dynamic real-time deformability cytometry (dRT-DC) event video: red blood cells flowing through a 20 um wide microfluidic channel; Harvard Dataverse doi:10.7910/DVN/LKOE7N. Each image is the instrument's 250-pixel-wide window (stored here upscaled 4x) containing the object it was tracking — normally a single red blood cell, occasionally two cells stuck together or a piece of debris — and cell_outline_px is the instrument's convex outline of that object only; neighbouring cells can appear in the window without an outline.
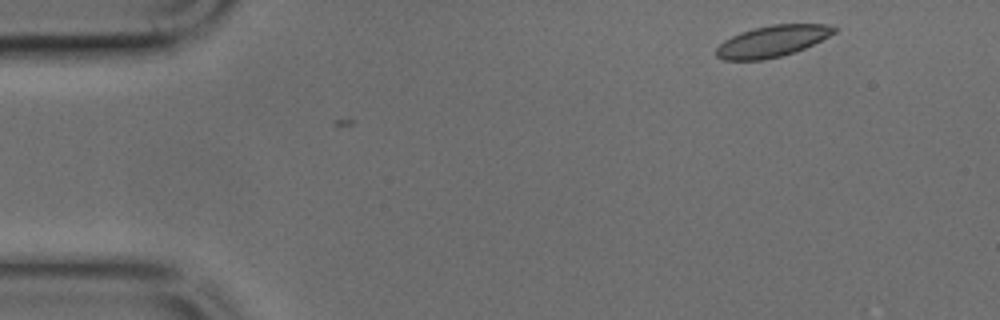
{"species": "common noctule bat (a hibernating species)", "species_latin": "Nyctalus noctula", "temperature_condition": "cold", "stored_images_in_passage": 3, "camera_frame_rate_fps": 3000, "um_per_image_px": 0.085, "animal": {"sex": "male", "body_mass_g": 17.9, "forearm_length_mm": 54.2}, "frame": {"image": 1, "passage_image": 3, "time_ms": 0.667, "image_size_px": [1000, 320], "cell_outline_px": [[840, 28], [836, 32], [804, 48], [780, 56], [764, 60], [724, 60], [716, 56], [716, 48], [724, 40], [740, 32], [752, 28], [772, 24], [828, 24]], "centroid_in_image_um": [65.63, 3.49], "position_along_channel_um": 19.4, "area_um2": 21.5}}